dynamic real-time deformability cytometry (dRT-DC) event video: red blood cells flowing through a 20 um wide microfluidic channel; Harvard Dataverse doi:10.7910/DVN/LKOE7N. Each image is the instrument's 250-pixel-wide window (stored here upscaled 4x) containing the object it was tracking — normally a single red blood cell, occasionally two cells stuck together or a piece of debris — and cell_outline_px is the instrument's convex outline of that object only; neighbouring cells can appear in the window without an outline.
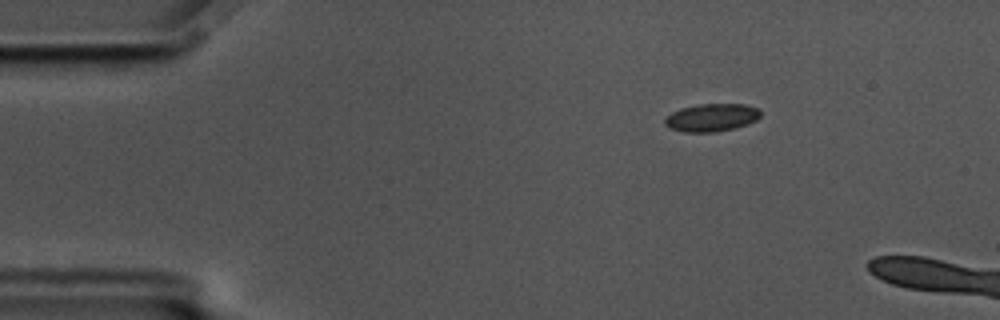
{"species": "common noctule bat (a hibernating species)", "species_latin": "Nyctalus noctula", "temperature_condition": "cold", "stored_images_in_passage": 53, "camera_frame_rate_fps": 3000, "um_per_image_px": 0.085, "animal": {"sex": "male", "body_mass_g": 17.5, "forearm_length_mm": 52.3}, "frame": {"image": 1, "passage_image": 9, "time_ms": 2.667, "image_size_px": [1000, 320], "cell_outline_px": [[760, 116], [756, 120], [748, 124], [716, 132], [684, 132], [668, 128], [664, 124], [664, 120], [672, 112], [680, 108], [700, 104], [744, 104], [756, 108], [760, 112]], "centroid_in_image_um": [60.45, 9.99], "position_along_channel_um": 24.5, "area_um2": 15.43}}
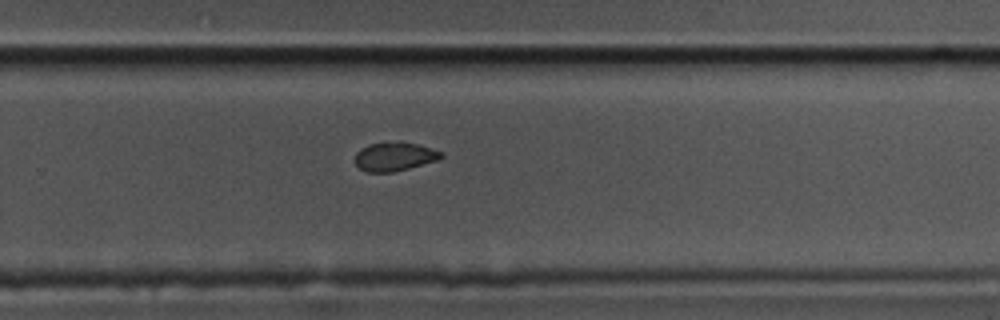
{"frame": {"image": 2, "passage_image": 38, "time_ms": 12.333, "image_size_px": [1000, 320], "cell_outline_px": [[444, 156], [436, 160], [408, 168], [392, 172], [364, 172], [356, 164], [356, 152], [360, 148], [368, 144], [416, 144], [444, 152]], "centroid_in_image_um": [33.51, 13.34], "position_along_channel_um": 296.3, "area_um2": 13.81}}
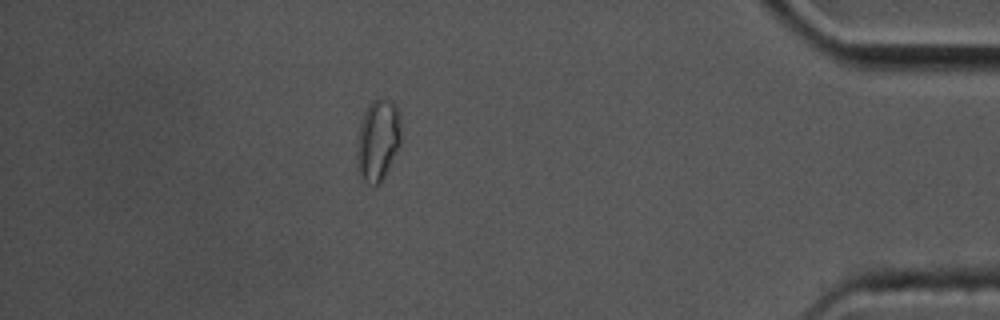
{"frame": {"image": 3, "passage_image": 51, "time_ms": 16.667, "image_size_px": [1000, 320], "cell_outline_px": [[400, 144], [380, 184], [376, 188], [368, 184], [360, 176], [356, 168], [356, 136], [360, 120], [368, 104], [372, 100], [392, 100], [400, 112]], "centroid_in_image_um": [32.08, 11.93], "position_along_channel_um": 403.1, "area_um2": 21.5}, "authors_computed_cell_mechanics": {"area_um2": 15.3748, "velocity_mm_per_s": 3.4914, "shape_relaxation_time_tau1_ms": null, "shape_relaxation_time_tau2_ms": 3.9164, "deformation_change_tau1": null, "deformation_change_tau2": 0.0649}}